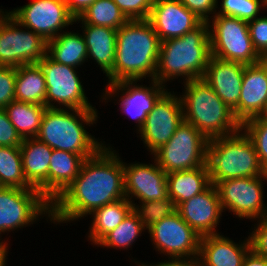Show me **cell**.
I'll use <instances>...</instances> for the list:
<instances>
[{
	"instance_id": "cell-4",
	"label": "cell",
	"mask_w": 267,
	"mask_h": 266,
	"mask_svg": "<svg viewBox=\"0 0 267 266\" xmlns=\"http://www.w3.org/2000/svg\"><path fill=\"white\" fill-rule=\"evenodd\" d=\"M97 118V109L46 108L36 138L52 149L80 154L87 159L105 145L84 128V124L97 123Z\"/></svg>"
},
{
	"instance_id": "cell-44",
	"label": "cell",
	"mask_w": 267,
	"mask_h": 266,
	"mask_svg": "<svg viewBox=\"0 0 267 266\" xmlns=\"http://www.w3.org/2000/svg\"><path fill=\"white\" fill-rule=\"evenodd\" d=\"M201 266V263L198 258L195 259H170V260H165L164 262H158L157 264H146L142 263L139 264L137 263V266Z\"/></svg>"
},
{
	"instance_id": "cell-17",
	"label": "cell",
	"mask_w": 267,
	"mask_h": 266,
	"mask_svg": "<svg viewBox=\"0 0 267 266\" xmlns=\"http://www.w3.org/2000/svg\"><path fill=\"white\" fill-rule=\"evenodd\" d=\"M125 196L133 204L132 197L144 201L165 199L168 196L167 173L154 159L153 164L123 162ZM131 195V196H130Z\"/></svg>"
},
{
	"instance_id": "cell-28",
	"label": "cell",
	"mask_w": 267,
	"mask_h": 266,
	"mask_svg": "<svg viewBox=\"0 0 267 266\" xmlns=\"http://www.w3.org/2000/svg\"><path fill=\"white\" fill-rule=\"evenodd\" d=\"M45 75L38 63L16 68L15 100L45 106Z\"/></svg>"
},
{
	"instance_id": "cell-19",
	"label": "cell",
	"mask_w": 267,
	"mask_h": 266,
	"mask_svg": "<svg viewBox=\"0 0 267 266\" xmlns=\"http://www.w3.org/2000/svg\"><path fill=\"white\" fill-rule=\"evenodd\" d=\"M147 20L161 42L179 38L203 22L179 0H154Z\"/></svg>"
},
{
	"instance_id": "cell-46",
	"label": "cell",
	"mask_w": 267,
	"mask_h": 266,
	"mask_svg": "<svg viewBox=\"0 0 267 266\" xmlns=\"http://www.w3.org/2000/svg\"><path fill=\"white\" fill-rule=\"evenodd\" d=\"M7 253H8V247L0 246V266H5Z\"/></svg>"
},
{
	"instance_id": "cell-11",
	"label": "cell",
	"mask_w": 267,
	"mask_h": 266,
	"mask_svg": "<svg viewBox=\"0 0 267 266\" xmlns=\"http://www.w3.org/2000/svg\"><path fill=\"white\" fill-rule=\"evenodd\" d=\"M38 64L45 75L47 108H58L60 105L59 108L63 106V109H95L86 97L75 70L77 68L57 63L47 54ZM55 102L59 105L55 106Z\"/></svg>"
},
{
	"instance_id": "cell-26",
	"label": "cell",
	"mask_w": 267,
	"mask_h": 266,
	"mask_svg": "<svg viewBox=\"0 0 267 266\" xmlns=\"http://www.w3.org/2000/svg\"><path fill=\"white\" fill-rule=\"evenodd\" d=\"M208 166L167 173L168 196L177 207L180 203L203 192L209 185Z\"/></svg>"
},
{
	"instance_id": "cell-30",
	"label": "cell",
	"mask_w": 267,
	"mask_h": 266,
	"mask_svg": "<svg viewBox=\"0 0 267 266\" xmlns=\"http://www.w3.org/2000/svg\"><path fill=\"white\" fill-rule=\"evenodd\" d=\"M46 106L14 100L4 109L22 139L36 137Z\"/></svg>"
},
{
	"instance_id": "cell-7",
	"label": "cell",
	"mask_w": 267,
	"mask_h": 266,
	"mask_svg": "<svg viewBox=\"0 0 267 266\" xmlns=\"http://www.w3.org/2000/svg\"><path fill=\"white\" fill-rule=\"evenodd\" d=\"M212 19L208 22L212 27L209 29L212 56L245 66L262 60L253 47L247 21L218 14Z\"/></svg>"
},
{
	"instance_id": "cell-38",
	"label": "cell",
	"mask_w": 267,
	"mask_h": 266,
	"mask_svg": "<svg viewBox=\"0 0 267 266\" xmlns=\"http://www.w3.org/2000/svg\"><path fill=\"white\" fill-rule=\"evenodd\" d=\"M128 20H146L154 0H113Z\"/></svg>"
},
{
	"instance_id": "cell-34",
	"label": "cell",
	"mask_w": 267,
	"mask_h": 266,
	"mask_svg": "<svg viewBox=\"0 0 267 266\" xmlns=\"http://www.w3.org/2000/svg\"><path fill=\"white\" fill-rule=\"evenodd\" d=\"M176 208L174 201L170 197L155 201H144L141 202L140 206L139 204L136 205V203L132 204V211L146 228L172 215L176 212Z\"/></svg>"
},
{
	"instance_id": "cell-15",
	"label": "cell",
	"mask_w": 267,
	"mask_h": 266,
	"mask_svg": "<svg viewBox=\"0 0 267 266\" xmlns=\"http://www.w3.org/2000/svg\"><path fill=\"white\" fill-rule=\"evenodd\" d=\"M184 121L181 98L166 91L137 131L151 155L165 145Z\"/></svg>"
},
{
	"instance_id": "cell-47",
	"label": "cell",
	"mask_w": 267,
	"mask_h": 266,
	"mask_svg": "<svg viewBox=\"0 0 267 266\" xmlns=\"http://www.w3.org/2000/svg\"><path fill=\"white\" fill-rule=\"evenodd\" d=\"M262 119L267 120V102L266 105L264 107V110L262 111V113L260 114V116Z\"/></svg>"
},
{
	"instance_id": "cell-39",
	"label": "cell",
	"mask_w": 267,
	"mask_h": 266,
	"mask_svg": "<svg viewBox=\"0 0 267 266\" xmlns=\"http://www.w3.org/2000/svg\"><path fill=\"white\" fill-rule=\"evenodd\" d=\"M16 68L0 66V107L15 100Z\"/></svg>"
},
{
	"instance_id": "cell-16",
	"label": "cell",
	"mask_w": 267,
	"mask_h": 266,
	"mask_svg": "<svg viewBox=\"0 0 267 266\" xmlns=\"http://www.w3.org/2000/svg\"><path fill=\"white\" fill-rule=\"evenodd\" d=\"M151 87L138 85V80H124L116 83H111L105 88V93L101 97L103 100L116 95H121L119 98L121 111L135 119L138 124V131L143 127L147 115L152 111L154 104L167 91L155 79L151 80ZM137 85H136V84ZM121 91V92H120ZM120 92V93H119ZM118 93V94H117ZM105 96V97H104Z\"/></svg>"
},
{
	"instance_id": "cell-23",
	"label": "cell",
	"mask_w": 267,
	"mask_h": 266,
	"mask_svg": "<svg viewBox=\"0 0 267 266\" xmlns=\"http://www.w3.org/2000/svg\"><path fill=\"white\" fill-rule=\"evenodd\" d=\"M250 250L249 237L238 245L224 235H205L200 239L198 259L201 266H242Z\"/></svg>"
},
{
	"instance_id": "cell-20",
	"label": "cell",
	"mask_w": 267,
	"mask_h": 266,
	"mask_svg": "<svg viewBox=\"0 0 267 266\" xmlns=\"http://www.w3.org/2000/svg\"><path fill=\"white\" fill-rule=\"evenodd\" d=\"M267 102V59L244 67L241 95L234 116L242 125L260 116Z\"/></svg>"
},
{
	"instance_id": "cell-3",
	"label": "cell",
	"mask_w": 267,
	"mask_h": 266,
	"mask_svg": "<svg viewBox=\"0 0 267 266\" xmlns=\"http://www.w3.org/2000/svg\"><path fill=\"white\" fill-rule=\"evenodd\" d=\"M208 22L179 38L162 41L156 67L155 80L161 85L184 77L185 82L202 78L211 58Z\"/></svg>"
},
{
	"instance_id": "cell-12",
	"label": "cell",
	"mask_w": 267,
	"mask_h": 266,
	"mask_svg": "<svg viewBox=\"0 0 267 266\" xmlns=\"http://www.w3.org/2000/svg\"><path fill=\"white\" fill-rule=\"evenodd\" d=\"M264 180L267 181V173L263 176L235 178L216 183L222 209H228L243 219L266 217L267 206L263 204Z\"/></svg>"
},
{
	"instance_id": "cell-21",
	"label": "cell",
	"mask_w": 267,
	"mask_h": 266,
	"mask_svg": "<svg viewBox=\"0 0 267 266\" xmlns=\"http://www.w3.org/2000/svg\"><path fill=\"white\" fill-rule=\"evenodd\" d=\"M244 67L241 63L211 56L202 77L231 110L239 103Z\"/></svg>"
},
{
	"instance_id": "cell-36",
	"label": "cell",
	"mask_w": 267,
	"mask_h": 266,
	"mask_svg": "<svg viewBox=\"0 0 267 266\" xmlns=\"http://www.w3.org/2000/svg\"><path fill=\"white\" fill-rule=\"evenodd\" d=\"M218 15L236 17L244 21H251L258 17L260 9L265 7V0H221Z\"/></svg>"
},
{
	"instance_id": "cell-45",
	"label": "cell",
	"mask_w": 267,
	"mask_h": 266,
	"mask_svg": "<svg viewBox=\"0 0 267 266\" xmlns=\"http://www.w3.org/2000/svg\"><path fill=\"white\" fill-rule=\"evenodd\" d=\"M242 266H267V258L258 256L250 250L245 256Z\"/></svg>"
},
{
	"instance_id": "cell-32",
	"label": "cell",
	"mask_w": 267,
	"mask_h": 266,
	"mask_svg": "<svg viewBox=\"0 0 267 266\" xmlns=\"http://www.w3.org/2000/svg\"><path fill=\"white\" fill-rule=\"evenodd\" d=\"M0 184L3 187L35 189L24 176L20 147L0 146Z\"/></svg>"
},
{
	"instance_id": "cell-6",
	"label": "cell",
	"mask_w": 267,
	"mask_h": 266,
	"mask_svg": "<svg viewBox=\"0 0 267 266\" xmlns=\"http://www.w3.org/2000/svg\"><path fill=\"white\" fill-rule=\"evenodd\" d=\"M206 164L213 185L223 180L266 174L252 140L242 128L236 133L209 139Z\"/></svg>"
},
{
	"instance_id": "cell-35",
	"label": "cell",
	"mask_w": 267,
	"mask_h": 266,
	"mask_svg": "<svg viewBox=\"0 0 267 266\" xmlns=\"http://www.w3.org/2000/svg\"><path fill=\"white\" fill-rule=\"evenodd\" d=\"M241 128L252 140L260 164L267 173V120L259 116L254 117L245 121Z\"/></svg>"
},
{
	"instance_id": "cell-2",
	"label": "cell",
	"mask_w": 267,
	"mask_h": 266,
	"mask_svg": "<svg viewBox=\"0 0 267 266\" xmlns=\"http://www.w3.org/2000/svg\"><path fill=\"white\" fill-rule=\"evenodd\" d=\"M161 41L146 20H128L117 30L113 70L108 84L124 80L155 79Z\"/></svg>"
},
{
	"instance_id": "cell-42",
	"label": "cell",
	"mask_w": 267,
	"mask_h": 266,
	"mask_svg": "<svg viewBox=\"0 0 267 266\" xmlns=\"http://www.w3.org/2000/svg\"><path fill=\"white\" fill-rule=\"evenodd\" d=\"M203 22L211 21L210 14H216L218 0H179ZM210 17V18H209Z\"/></svg>"
},
{
	"instance_id": "cell-14",
	"label": "cell",
	"mask_w": 267,
	"mask_h": 266,
	"mask_svg": "<svg viewBox=\"0 0 267 266\" xmlns=\"http://www.w3.org/2000/svg\"><path fill=\"white\" fill-rule=\"evenodd\" d=\"M8 13L21 27L40 34L46 41L55 38L62 33L63 28L75 23V17L69 12L65 0H33Z\"/></svg>"
},
{
	"instance_id": "cell-33",
	"label": "cell",
	"mask_w": 267,
	"mask_h": 266,
	"mask_svg": "<svg viewBox=\"0 0 267 266\" xmlns=\"http://www.w3.org/2000/svg\"><path fill=\"white\" fill-rule=\"evenodd\" d=\"M146 229L131 210L123 221L114 230L107 233L96 245L114 249H128L141 236L142 231Z\"/></svg>"
},
{
	"instance_id": "cell-25",
	"label": "cell",
	"mask_w": 267,
	"mask_h": 266,
	"mask_svg": "<svg viewBox=\"0 0 267 266\" xmlns=\"http://www.w3.org/2000/svg\"><path fill=\"white\" fill-rule=\"evenodd\" d=\"M85 158L53 149L49 164V202L52 204L78 176Z\"/></svg>"
},
{
	"instance_id": "cell-24",
	"label": "cell",
	"mask_w": 267,
	"mask_h": 266,
	"mask_svg": "<svg viewBox=\"0 0 267 266\" xmlns=\"http://www.w3.org/2000/svg\"><path fill=\"white\" fill-rule=\"evenodd\" d=\"M82 30L88 57L95 60L107 76L114 68L117 30L92 24H82Z\"/></svg>"
},
{
	"instance_id": "cell-37",
	"label": "cell",
	"mask_w": 267,
	"mask_h": 266,
	"mask_svg": "<svg viewBox=\"0 0 267 266\" xmlns=\"http://www.w3.org/2000/svg\"><path fill=\"white\" fill-rule=\"evenodd\" d=\"M253 47L262 59H267V16L248 21Z\"/></svg>"
},
{
	"instance_id": "cell-27",
	"label": "cell",
	"mask_w": 267,
	"mask_h": 266,
	"mask_svg": "<svg viewBox=\"0 0 267 266\" xmlns=\"http://www.w3.org/2000/svg\"><path fill=\"white\" fill-rule=\"evenodd\" d=\"M47 55L57 63L75 67L88 61V51L82 34L75 32L60 33L47 41Z\"/></svg>"
},
{
	"instance_id": "cell-29",
	"label": "cell",
	"mask_w": 267,
	"mask_h": 266,
	"mask_svg": "<svg viewBox=\"0 0 267 266\" xmlns=\"http://www.w3.org/2000/svg\"><path fill=\"white\" fill-rule=\"evenodd\" d=\"M131 210L132 203L123 198L93 211L90 214L93 216L88 234L90 241L96 245L107 233L114 230Z\"/></svg>"
},
{
	"instance_id": "cell-22",
	"label": "cell",
	"mask_w": 267,
	"mask_h": 266,
	"mask_svg": "<svg viewBox=\"0 0 267 266\" xmlns=\"http://www.w3.org/2000/svg\"><path fill=\"white\" fill-rule=\"evenodd\" d=\"M53 149L36 137L24 138L20 145L26 181L49 201V164Z\"/></svg>"
},
{
	"instance_id": "cell-31",
	"label": "cell",
	"mask_w": 267,
	"mask_h": 266,
	"mask_svg": "<svg viewBox=\"0 0 267 266\" xmlns=\"http://www.w3.org/2000/svg\"><path fill=\"white\" fill-rule=\"evenodd\" d=\"M81 24H92L95 26L110 27L118 30L128 19L113 0H96L88 7L75 22Z\"/></svg>"
},
{
	"instance_id": "cell-8",
	"label": "cell",
	"mask_w": 267,
	"mask_h": 266,
	"mask_svg": "<svg viewBox=\"0 0 267 266\" xmlns=\"http://www.w3.org/2000/svg\"><path fill=\"white\" fill-rule=\"evenodd\" d=\"M209 139L192 124L183 121L171 139L153 153L165 173L206 165Z\"/></svg>"
},
{
	"instance_id": "cell-10",
	"label": "cell",
	"mask_w": 267,
	"mask_h": 266,
	"mask_svg": "<svg viewBox=\"0 0 267 266\" xmlns=\"http://www.w3.org/2000/svg\"><path fill=\"white\" fill-rule=\"evenodd\" d=\"M43 214L51 218V203L38 189H0V235L33 224ZM7 245L6 241L0 242V246Z\"/></svg>"
},
{
	"instance_id": "cell-43",
	"label": "cell",
	"mask_w": 267,
	"mask_h": 266,
	"mask_svg": "<svg viewBox=\"0 0 267 266\" xmlns=\"http://www.w3.org/2000/svg\"><path fill=\"white\" fill-rule=\"evenodd\" d=\"M96 0H65L69 12L78 18Z\"/></svg>"
},
{
	"instance_id": "cell-9",
	"label": "cell",
	"mask_w": 267,
	"mask_h": 266,
	"mask_svg": "<svg viewBox=\"0 0 267 266\" xmlns=\"http://www.w3.org/2000/svg\"><path fill=\"white\" fill-rule=\"evenodd\" d=\"M0 9V66L17 68L40 62L47 54V41Z\"/></svg>"
},
{
	"instance_id": "cell-5",
	"label": "cell",
	"mask_w": 267,
	"mask_h": 266,
	"mask_svg": "<svg viewBox=\"0 0 267 266\" xmlns=\"http://www.w3.org/2000/svg\"><path fill=\"white\" fill-rule=\"evenodd\" d=\"M184 83L180 95L184 121L192 124L208 139L226 136L241 130V124L212 87L203 79Z\"/></svg>"
},
{
	"instance_id": "cell-1",
	"label": "cell",
	"mask_w": 267,
	"mask_h": 266,
	"mask_svg": "<svg viewBox=\"0 0 267 266\" xmlns=\"http://www.w3.org/2000/svg\"><path fill=\"white\" fill-rule=\"evenodd\" d=\"M112 150L104 145L84 160L78 176L51 204L50 221L58 224L81 219L126 198L123 162Z\"/></svg>"
},
{
	"instance_id": "cell-41",
	"label": "cell",
	"mask_w": 267,
	"mask_h": 266,
	"mask_svg": "<svg viewBox=\"0 0 267 266\" xmlns=\"http://www.w3.org/2000/svg\"><path fill=\"white\" fill-rule=\"evenodd\" d=\"M257 227L250 233L251 250L258 256L267 258V216L259 219Z\"/></svg>"
},
{
	"instance_id": "cell-13",
	"label": "cell",
	"mask_w": 267,
	"mask_h": 266,
	"mask_svg": "<svg viewBox=\"0 0 267 266\" xmlns=\"http://www.w3.org/2000/svg\"><path fill=\"white\" fill-rule=\"evenodd\" d=\"M147 230L156 251L167 255L168 259L198 258L201 237L177 211L155 222Z\"/></svg>"
},
{
	"instance_id": "cell-18",
	"label": "cell",
	"mask_w": 267,
	"mask_h": 266,
	"mask_svg": "<svg viewBox=\"0 0 267 266\" xmlns=\"http://www.w3.org/2000/svg\"><path fill=\"white\" fill-rule=\"evenodd\" d=\"M177 212L200 236L216 235L215 229L222 216V206L217 188L212 183L201 193L180 203Z\"/></svg>"
},
{
	"instance_id": "cell-40",
	"label": "cell",
	"mask_w": 267,
	"mask_h": 266,
	"mask_svg": "<svg viewBox=\"0 0 267 266\" xmlns=\"http://www.w3.org/2000/svg\"><path fill=\"white\" fill-rule=\"evenodd\" d=\"M22 141L5 109L0 107V146L20 147Z\"/></svg>"
}]
</instances>
